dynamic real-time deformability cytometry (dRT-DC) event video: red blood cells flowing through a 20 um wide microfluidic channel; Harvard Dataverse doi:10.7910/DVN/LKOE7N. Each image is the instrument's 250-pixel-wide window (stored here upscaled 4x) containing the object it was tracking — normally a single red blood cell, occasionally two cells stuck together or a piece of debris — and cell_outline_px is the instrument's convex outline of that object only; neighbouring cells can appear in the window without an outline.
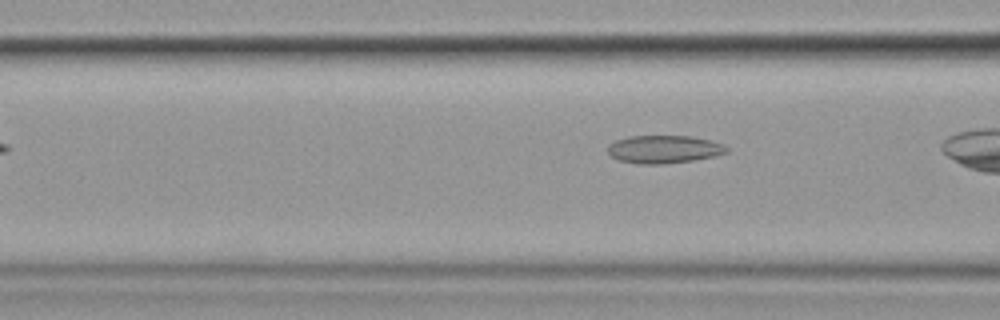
{"species": "common noctule bat (a hibernating species)", "species_latin": "Nyctalus noctula", "temperature_condition": "cold", "stored_images_in_passage": 4, "camera_frame_rate_fps": 3000, "um_per_image_px": 0.085, "animal": {"sex": "female", "body_mass_g": 19.9}, "frame": {"image": 1, "passage_image": 4, "time_ms": 3.333, "image_size_px": [1000, 320], "cell_outline_px": [[728, 152], [716, 156], [692, 160], [660, 164], [636, 164], [620, 160], [612, 156], [608, 152], [608, 144], [616, 140], [628, 136], [692, 136], [712, 140], [724, 144], [728, 148]], "centroid_in_image_um": [56.46, 12.68], "position_along_channel_um": 110.1, "area_um2": 19.42}}